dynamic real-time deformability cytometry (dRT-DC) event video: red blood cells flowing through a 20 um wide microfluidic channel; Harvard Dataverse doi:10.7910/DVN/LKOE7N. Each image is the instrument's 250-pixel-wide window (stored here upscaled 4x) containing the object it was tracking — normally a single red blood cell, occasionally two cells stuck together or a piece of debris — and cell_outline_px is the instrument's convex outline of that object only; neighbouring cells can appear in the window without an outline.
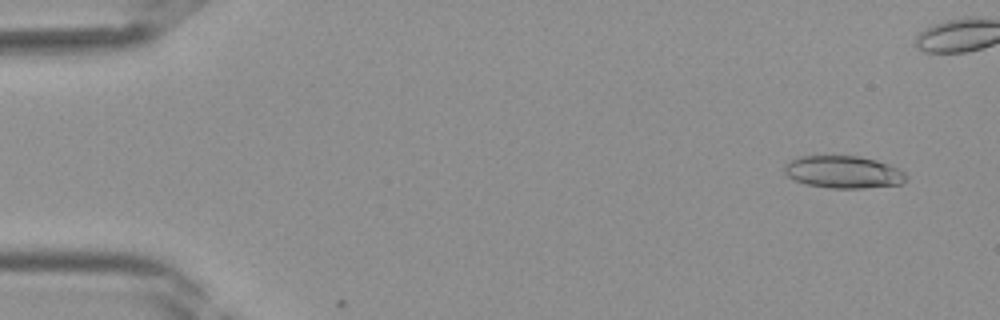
{"species": "Egyptian fruit bat (a non-hibernating species)", "species_latin": "Rousettus aegyptiacus", "temperature_condition": "room temperature", "stored_images_in_passage": 4, "camera_frame_rate_fps": 3000, "um_per_image_px": 0.085, "frame": {"image": 1, "passage_image": 3, "time_ms": 0.667, "image_size_px": [1000, 320], "cell_outline_px": [[908, 180], [904, 184], [864, 188], [828, 188], [808, 184], [796, 180], [788, 176], [784, 172], [784, 164], [796, 156], [860, 156], [876, 160], [900, 168], [908, 176]], "centroid_in_image_um": [71.73, 14.62], "position_along_channel_um": 13.3, "area_um2": 23.24}}